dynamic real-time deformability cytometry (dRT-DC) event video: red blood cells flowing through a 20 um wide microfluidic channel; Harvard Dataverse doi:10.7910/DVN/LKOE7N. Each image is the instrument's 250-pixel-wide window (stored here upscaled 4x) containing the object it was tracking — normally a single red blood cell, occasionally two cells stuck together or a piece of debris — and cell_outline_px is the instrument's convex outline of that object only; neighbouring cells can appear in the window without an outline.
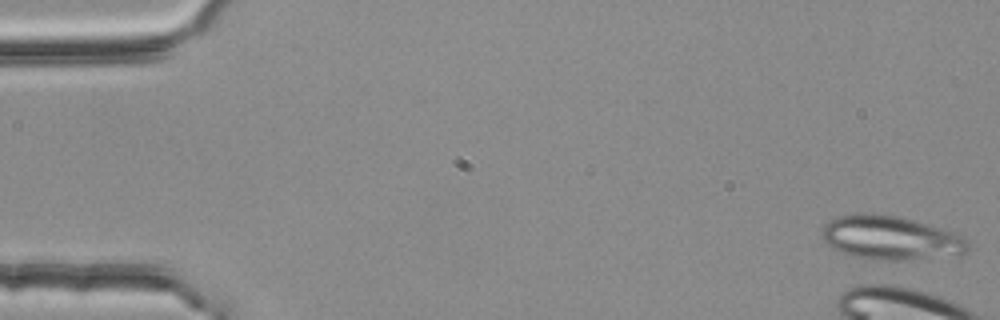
{"species": "common noctule bat (a hibernating species)", "species_latin": "Nyctalus noctula", "temperature_condition": "room temperature", "stored_images_in_passage": 4, "camera_frame_rate_fps": 3000, "um_per_image_px": 0.085, "animal": {"sex": "female", "body_mass_g": 25.1}, "frame": {"image": 1, "passage_image": 1, "time_ms": 0.0, "image_size_px": [1000, 320], "cell_outline_px": [[968, 248], [960, 256], [904, 260], [872, 260], [852, 256], [828, 244], [820, 236], [820, 228], [828, 220], [836, 216], [860, 212], [872, 212], [896, 216], [912, 220], [956, 232], [964, 236], [968, 240]], "centroid_in_image_um": [75.7, 20.21], "position_along_channel_um": 9.3, "area_um2": 37.97}}